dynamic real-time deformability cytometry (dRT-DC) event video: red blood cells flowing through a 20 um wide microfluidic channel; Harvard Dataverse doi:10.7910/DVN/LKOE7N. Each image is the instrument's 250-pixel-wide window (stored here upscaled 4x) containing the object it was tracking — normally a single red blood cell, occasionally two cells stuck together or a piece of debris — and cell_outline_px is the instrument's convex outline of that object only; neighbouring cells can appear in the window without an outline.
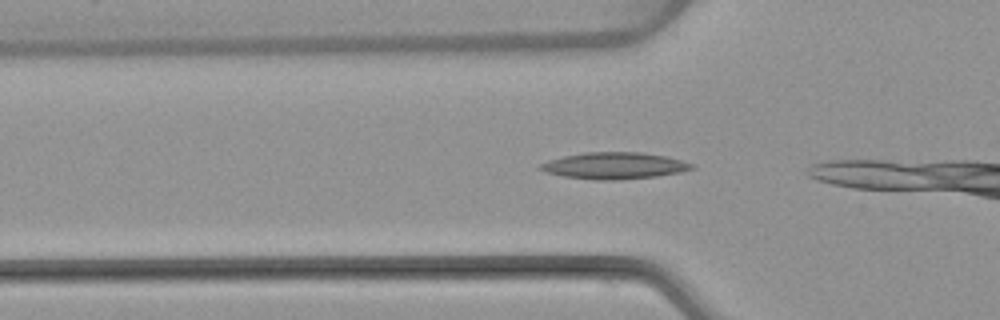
{"species": "common noctule bat (a hibernating species)", "species_latin": "Nyctalus noctula", "temperature_condition": "warm", "stored_images_in_passage": 8, "camera_frame_rate_fps": 3000, "um_per_image_px": 0.085, "animal": {"sex": "female", "body_mass_g": 22.7, "forearm_length_mm": 54.2}, "frame": {"image": 1, "passage_image": 2, "time_ms": 0.333, "image_size_px": [1000, 320], "cell_outline_px": [[696, 168], [680, 172], [656, 176], [616, 180], [592, 180], [564, 176], [544, 172], [536, 168], [540, 164], [548, 160], [564, 156], [584, 152], [640, 152], [668, 156], [696, 164]], "centroid_in_image_um": [52.22, 14.08], "position_along_channel_um": 73.6, "area_um2": 23.76}}